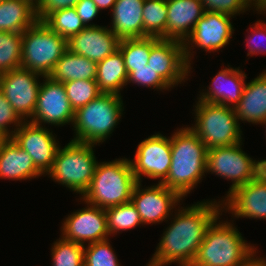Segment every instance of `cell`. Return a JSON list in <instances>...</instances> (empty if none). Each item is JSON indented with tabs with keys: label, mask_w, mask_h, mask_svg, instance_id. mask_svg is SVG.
<instances>
[{
	"label": "cell",
	"mask_w": 266,
	"mask_h": 266,
	"mask_svg": "<svg viewBox=\"0 0 266 266\" xmlns=\"http://www.w3.org/2000/svg\"><path fill=\"white\" fill-rule=\"evenodd\" d=\"M213 200L179 206L146 266H191L208 227L223 212L222 201Z\"/></svg>",
	"instance_id": "cell-1"
},
{
	"label": "cell",
	"mask_w": 266,
	"mask_h": 266,
	"mask_svg": "<svg viewBox=\"0 0 266 266\" xmlns=\"http://www.w3.org/2000/svg\"><path fill=\"white\" fill-rule=\"evenodd\" d=\"M170 143L172 162L161 183L185 198L205 176L208 149L188 125L177 128Z\"/></svg>",
	"instance_id": "cell-2"
},
{
	"label": "cell",
	"mask_w": 266,
	"mask_h": 266,
	"mask_svg": "<svg viewBox=\"0 0 266 266\" xmlns=\"http://www.w3.org/2000/svg\"><path fill=\"white\" fill-rule=\"evenodd\" d=\"M220 216L208 227L192 264L242 266L257 251L245 241L233 222L220 221Z\"/></svg>",
	"instance_id": "cell-3"
},
{
	"label": "cell",
	"mask_w": 266,
	"mask_h": 266,
	"mask_svg": "<svg viewBox=\"0 0 266 266\" xmlns=\"http://www.w3.org/2000/svg\"><path fill=\"white\" fill-rule=\"evenodd\" d=\"M136 183L130 159L98 162L91 184L80 200L102 209L128 203Z\"/></svg>",
	"instance_id": "cell-4"
},
{
	"label": "cell",
	"mask_w": 266,
	"mask_h": 266,
	"mask_svg": "<svg viewBox=\"0 0 266 266\" xmlns=\"http://www.w3.org/2000/svg\"><path fill=\"white\" fill-rule=\"evenodd\" d=\"M122 96L101 93L75 111L72 140L100 145L111 136L124 111Z\"/></svg>",
	"instance_id": "cell-5"
},
{
	"label": "cell",
	"mask_w": 266,
	"mask_h": 266,
	"mask_svg": "<svg viewBox=\"0 0 266 266\" xmlns=\"http://www.w3.org/2000/svg\"><path fill=\"white\" fill-rule=\"evenodd\" d=\"M96 144L70 140L63 148L59 147L48 177L66 186L75 193L88 190L98 161L93 151Z\"/></svg>",
	"instance_id": "cell-6"
},
{
	"label": "cell",
	"mask_w": 266,
	"mask_h": 266,
	"mask_svg": "<svg viewBox=\"0 0 266 266\" xmlns=\"http://www.w3.org/2000/svg\"><path fill=\"white\" fill-rule=\"evenodd\" d=\"M193 111L195 123L189 128L207 149L243 142L234 108L198 100Z\"/></svg>",
	"instance_id": "cell-7"
},
{
	"label": "cell",
	"mask_w": 266,
	"mask_h": 266,
	"mask_svg": "<svg viewBox=\"0 0 266 266\" xmlns=\"http://www.w3.org/2000/svg\"><path fill=\"white\" fill-rule=\"evenodd\" d=\"M67 49L66 39L37 21L22 33L21 68L49 76Z\"/></svg>",
	"instance_id": "cell-8"
},
{
	"label": "cell",
	"mask_w": 266,
	"mask_h": 266,
	"mask_svg": "<svg viewBox=\"0 0 266 266\" xmlns=\"http://www.w3.org/2000/svg\"><path fill=\"white\" fill-rule=\"evenodd\" d=\"M242 142L208 149L206 174L211 172L232 184L225 198L239 186L247 184L260 174L261 161L253 160L242 149Z\"/></svg>",
	"instance_id": "cell-9"
},
{
	"label": "cell",
	"mask_w": 266,
	"mask_h": 266,
	"mask_svg": "<svg viewBox=\"0 0 266 266\" xmlns=\"http://www.w3.org/2000/svg\"><path fill=\"white\" fill-rule=\"evenodd\" d=\"M231 20L232 17L228 15L204 12L191 34L183 42L185 58L190 66L195 46L210 53L218 52L229 44L235 31Z\"/></svg>",
	"instance_id": "cell-10"
},
{
	"label": "cell",
	"mask_w": 266,
	"mask_h": 266,
	"mask_svg": "<svg viewBox=\"0 0 266 266\" xmlns=\"http://www.w3.org/2000/svg\"><path fill=\"white\" fill-rule=\"evenodd\" d=\"M39 77L44 76L23 68L0 74V90L23 121L33 117L41 86Z\"/></svg>",
	"instance_id": "cell-11"
},
{
	"label": "cell",
	"mask_w": 266,
	"mask_h": 266,
	"mask_svg": "<svg viewBox=\"0 0 266 266\" xmlns=\"http://www.w3.org/2000/svg\"><path fill=\"white\" fill-rule=\"evenodd\" d=\"M133 160L130 162L137 182H142L145 176L153 180L158 178V183H161L172 162L170 137L155 133L144 139L138 144Z\"/></svg>",
	"instance_id": "cell-12"
},
{
	"label": "cell",
	"mask_w": 266,
	"mask_h": 266,
	"mask_svg": "<svg viewBox=\"0 0 266 266\" xmlns=\"http://www.w3.org/2000/svg\"><path fill=\"white\" fill-rule=\"evenodd\" d=\"M141 187V182L135 184L130 201L140 214L143 225L160 224L163 221L168 222L167 219L171 220L174 208L177 209L176 207L181 205L183 198L162 183L143 189Z\"/></svg>",
	"instance_id": "cell-13"
},
{
	"label": "cell",
	"mask_w": 266,
	"mask_h": 266,
	"mask_svg": "<svg viewBox=\"0 0 266 266\" xmlns=\"http://www.w3.org/2000/svg\"><path fill=\"white\" fill-rule=\"evenodd\" d=\"M36 108L30 122L44 126H64L74 122L75 111L71 107L64 84L49 76L42 77Z\"/></svg>",
	"instance_id": "cell-14"
},
{
	"label": "cell",
	"mask_w": 266,
	"mask_h": 266,
	"mask_svg": "<svg viewBox=\"0 0 266 266\" xmlns=\"http://www.w3.org/2000/svg\"><path fill=\"white\" fill-rule=\"evenodd\" d=\"M50 131L45 126L24 121L11 136L16 144L32 158L35 167L43 176L51 170L56 152L60 147L57 136Z\"/></svg>",
	"instance_id": "cell-15"
},
{
	"label": "cell",
	"mask_w": 266,
	"mask_h": 266,
	"mask_svg": "<svg viewBox=\"0 0 266 266\" xmlns=\"http://www.w3.org/2000/svg\"><path fill=\"white\" fill-rule=\"evenodd\" d=\"M148 65L171 88L185 82L192 72L185 58L183 42L174 39L160 38L151 47Z\"/></svg>",
	"instance_id": "cell-16"
},
{
	"label": "cell",
	"mask_w": 266,
	"mask_h": 266,
	"mask_svg": "<svg viewBox=\"0 0 266 266\" xmlns=\"http://www.w3.org/2000/svg\"><path fill=\"white\" fill-rule=\"evenodd\" d=\"M78 209L63 219L61 237L81 245L108 239L107 215L105 209L89 205Z\"/></svg>",
	"instance_id": "cell-17"
},
{
	"label": "cell",
	"mask_w": 266,
	"mask_h": 266,
	"mask_svg": "<svg viewBox=\"0 0 266 266\" xmlns=\"http://www.w3.org/2000/svg\"><path fill=\"white\" fill-rule=\"evenodd\" d=\"M221 201L223 211L235 218L266 220V178L260 173Z\"/></svg>",
	"instance_id": "cell-18"
},
{
	"label": "cell",
	"mask_w": 266,
	"mask_h": 266,
	"mask_svg": "<svg viewBox=\"0 0 266 266\" xmlns=\"http://www.w3.org/2000/svg\"><path fill=\"white\" fill-rule=\"evenodd\" d=\"M120 38L107 26L85 27L67 40L72 53L82 55L94 62H100L119 47Z\"/></svg>",
	"instance_id": "cell-19"
},
{
	"label": "cell",
	"mask_w": 266,
	"mask_h": 266,
	"mask_svg": "<svg viewBox=\"0 0 266 266\" xmlns=\"http://www.w3.org/2000/svg\"><path fill=\"white\" fill-rule=\"evenodd\" d=\"M221 69L212 79L208 89L200 91L198 100L234 108L240 101L247 78L244 71L234 67ZM207 90V91H206ZM232 105V106H231Z\"/></svg>",
	"instance_id": "cell-20"
},
{
	"label": "cell",
	"mask_w": 266,
	"mask_h": 266,
	"mask_svg": "<svg viewBox=\"0 0 266 266\" xmlns=\"http://www.w3.org/2000/svg\"><path fill=\"white\" fill-rule=\"evenodd\" d=\"M166 39L184 42L204 14L200 0H166Z\"/></svg>",
	"instance_id": "cell-21"
},
{
	"label": "cell",
	"mask_w": 266,
	"mask_h": 266,
	"mask_svg": "<svg viewBox=\"0 0 266 266\" xmlns=\"http://www.w3.org/2000/svg\"><path fill=\"white\" fill-rule=\"evenodd\" d=\"M43 174L35 167L28 153L8 137L0 147V179L22 181Z\"/></svg>",
	"instance_id": "cell-22"
},
{
	"label": "cell",
	"mask_w": 266,
	"mask_h": 266,
	"mask_svg": "<svg viewBox=\"0 0 266 266\" xmlns=\"http://www.w3.org/2000/svg\"><path fill=\"white\" fill-rule=\"evenodd\" d=\"M234 110L239 121L257 125L266 119V70L246 83Z\"/></svg>",
	"instance_id": "cell-23"
},
{
	"label": "cell",
	"mask_w": 266,
	"mask_h": 266,
	"mask_svg": "<svg viewBox=\"0 0 266 266\" xmlns=\"http://www.w3.org/2000/svg\"><path fill=\"white\" fill-rule=\"evenodd\" d=\"M144 0H116L109 27L120 39L143 38Z\"/></svg>",
	"instance_id": "cell-24"
},
{
	"label": "cell",
	"mask_w": 266,
	"mask_h": 266,
	"mask_svg": "<svg viewBox=\"0 0 266 266\" xmlns=\"http://www.w3.org/2000/svg\"><path fill=\"white\" fill-rule=\"evenodd\" d=\"M37 21L36 7L28 0L0 1V31L23 33Z\"/></svg>",
	"instance_id": "cell-25"
},
{
	"label": "cell",
	"mask_w": 266,
	"mask_h": 266,
	"mask_svg": "<svg viewBox=\"0 0 266 266\" xmlns=\"http://www.w3.org/2000/svg\"><path fill=\"white\" fill-rule=\"evenodd\" d=\"M128 73L124 58L119 49L97 63L96 82L102 93L121 96L124 86H127Z\"/></svg>",
	"instance_id": "cell-26"
},
{
	"label": "cell",
	"mask_w": 266,
	"mask_h": 266,
	"mask_svg": "<svg viewBox=\"0 0 266 266\" xmlns=\"http://www.w3.org/2000/svg\"><path fill=\"white\" fill-rule=\"evenodd\" d=\"M97 62L66 50L49 75L54 81L96 80Z\"/></svg>",
	"instance_id": "cell-27"
},
{
	"label": "cell",
	"mask_w": 266,
	"mask_h": 266,
	"mask_svg": "<svg viewBox=\"0 0 266 266\" xmlns=\"http://www.w3.org/2000/svg\"><path fill=\"white\" fill-rule=\"evenodd\" d=\"M157 37L120 39L118 49L121 51L128 75L136 68L148 64L151 47L159 40Z\"/></svg>",
	"instance_id": "cell-28"
},
{
	"label": "cell",
	"mask_w": 266,
	"mask_h": 266,
	"mask_svg": "<svg viewBox=\"0 0 266 266\" xmlns=\"http://www.w3.org/2000/svg\"><path fill=\"white\" fill-rule=\"evenodd\" d=\"M167 14L166 0H144L143 37L166 39Z\"/></svg>",
	"instance_id": "cell-29"
},
{
	"label": "cell",
	"mask_w": 266,
	"mask_h": 266,
	"mask_svg": "<svg viewBox=\"0 0 266 266\" xmlns=\"http://www.w3.org/2000/svg\"><path fill=\"white\" fill-rule=\"evenodd\" d=\"M107 215V230L109 235H116L120 231L134 229L143 225L140 214L130 201L128 203L105 209Z\"/></svg>",
	"instance_id": "cell-30"
},
{
	"label": "cell",
	"mask_w": 266,
	"mask_h": 266,
	"mask_svg": "<svg viewBox=\"0 0 266 266\" xmlns=\"http://www.w3.org/2000/svg\"><path fill=\"white\" fill-rule=\"evenodd\" d=\"M43 22L52 31L66 40H69L85 28L74 7L57 10L50 14Z\"/></svg>",
	"instance_id": "cell-31"
},
{
	"label": "cell",
	"mask_w": 266,
	"mask_h": 266,
	"mask_svg": "<svg viewBox=\"0 0 266 266\" xmlns=\"http://www.w3.org/2000/svg\"><path fill=\"white\" fill-rule=\"evenodd\" d=\"M22 33L0 31V74L21 68Z\"/></svg>",
	"instance_id": "cell-32"
},
{
	"label": "cell",
	"mask_w": 266,
	"mask_h": 266,
	"mask_svg": "<svg viewBox=\"0 0 266 266\" xmlns=\"http://www.w3.org/2000/svg\"><path fill=\"white\" fill-rule=\"evenodd\" d=\"M52 266H84V245L60 238L51 249Z\"/></svg>",
	"instance_id": "cell-33"
},
{
	"label": "cell",
	"mask_w": 266,
	"mask_h": 266,
	"mask_svg": "<svg viewBox=\"0 0 266 266\" xmlns=\"http://www.w3.org/2000/svg\"><path fill=\"white\" fill-rule=\"evenodd\" d=\"M63 84L74 111L85 106L102 93L96 80H73Z\"/></svg>",
	"instance_id": "cell-34"
},
{
	"label": "cell",
	"mask_w": 266,
	"mask_h": 266,
	"mask_svg": "<svg viewBox=\"0 0 266 266\" xmlns=\"http://www.w3.org/2000/svg\"><path fill=\"white\" fill-rule=\"evenodd\" d=\"M110 239L84 246V266H120Z\"/></svg>",
	"instance_id": "cell-35"
},
{
	"label": "cell",
	"mask_w": 266,
	"mask_h": 266,
	"mask_svg": "<svg viewBox=\"0 0 266 266\" xmlns=\"http://www.w3.org/2000/svg\"><path fill=\"white\" fill-rule=\"evenodd\" d=\"M204 12H214L230 17L240 15L251 8L250 0H200Z\"/></svg>",
	"instance_id": "cell-36"
},
{
	"label": "cell",
	"mask_w": 266,
	"mask_h": 266,
	"mask_svg": "<svg viewBox=\"0 0 266 266\" xmlns=\"http://www.w3.org/2000/svg\"><path fill=\"white\" fill-rule=\"evenodd\" d=\"M133 83L136 85L153 88L155 90H168L171 87L147 64L141 68H136L128 75L126 85Z\"/></svg>",
	"instance_id": "cell-37"
},
{
	"label": "cell",
	"mask_w": 266,
	"mask_h": 266,
	"mask_svg": "<svg viewBox=\"0 0 266 266\" xmlns=\"http://www.w3.org/2000/svg\"><path fill=\"white\" fill-rule=\"evenodd\" d=\"M23 122L0 90V131L11 137ZM11 125L15 129L10 130Z\"/></svg>",
	"instance_id": "cell-38"
},
{
	"label": "cell",
	"mask_w": 266,
	"mask_h": 266,
	"mask_svg": "<svg viewBox=\"0 0 266 266\" xmlns=\"http://www.w3.org/2000/svg\"><path fill=\"white\" fill-rule=\"evenodd\" d=\"M249 31L251 34H249ZM249 31L247 36L248 38L246 37V47L248 49L247 56L265 54L266 46L262 42L266 40V23L257 20L255 24L250 27Z\"/></svg>",
	"instance_id": "cell-39"
},
{
	"label": "cell",
	"mask_w": 266,
	"mask_h": 266,
	"mask_svg": "<svg viewBox=\"0 0 266 266\" xmlns=\"http://www.w3.org/2000/svg\"><path fill=\"white\" fill-rule=\"evenodd\" d=\"M79 0H40L36 6L38 21H44L50 14L57 10L75 7Z\"/></svg>",
	"instance_id": "cell-40"
},
{
	"label": "cell",
	"mask_w": 266,
	"mask_h": 266,
	"mask_svg": "<svg viewBox=\"0 0 266 266\" xmlns=\"http://www.w3.org/2000/svg\"><path fill=\"white\" fill-rule=\"evenodd\" d=\"M74 8L85 27L99 26L97 24H91L90 22L93 21L96 16H98V13H100L99 8L92 0H79Z\"/></svg>",
	"instance_id": "cell-41"
},
{
	"label": "cell",
	"mask_w": 266,
	"mask_h": 266,
	"mask_svg": "<svg viewBox=\"0 0 266 266\" xmlns=\"http://www.w3.org/2000/svg\"><path fill=\"white\" fill-rule=\"evenodd\" d=\"M256 253L258 252L256 251L242 266H266V259L259 258Z\"/></svg>",
	"instance_id": "cell-42"
},
{
	"label": "cell",
	"mask_w": 266,
	"mask_h": 266,
	"mask_svg": "<svg viewBox=\"0 0 266 266\" xmlns=\"http://www.w3.org/2000/svg\"><path fill=\"white\" fill-rule=\"evenodd\" d=\"M251 6L258 11L257 13L262 14L266 13V0H250Z\"/></svg>",
	"instance_id": "cell-43"
},
{
	"label": "cell",
	"mask_w": 266,
	"mask_h": 266,
	"mask_svg": "<svg viewBox=\"0 0 266 266\" xmlns=\"http://www.w3.org/2000/svg\"><path fill=\"white\" fill-rule=\"evenodd\" d=\"M96 6L99 8V10H106L109 9L112 10L114 4L116 3V0H92Z\"/></svg>",
	"instance_id": "cell-44"
},
{
	"label": "cell",
	"mask_w": 266,
	"mask_h": 266,
	"mask_svg": "<svg viewBox=\"0 0 266 266\" xmlns=\"http://www.w3.org/2000/svg\"><path fill=\"white\" fill-rule=\"evenodd\" d=\"M260 173L266 178V159H262Z\"/></svg>",
	"instance_id": "cell-45"
},
{
	"label": "cell",
	"mask_w": 266,
	"mask_h": 266,
	"mask_svg": "<svg viewBox=\"0 0 266 266\" xmlns=\"http://www.w3.org/2000/svg\"><path fill=\"white\" fill-rule=\"evenodd\" d=\"M7 138H8V137L0 131V147H1V144H2Z\"/></svg>",
	"instance_id": "cell-46"
},
{
	"label": "cell",
	"mask_w": 266,
	"mask_h": 266,
	"mask_svg": "<svg viewBox=\"0 0 266 266\" xmlns=\"http://www.w3.org/2000/svg\"><path fill=\"white\" fill-rule=\"evenodd\" d=\"M31 2L35 7L39 4L40 0H28Z\"/></svg>",
	"instance_id": "cell-47"
},
{
	"label": "cell",
	"mask_w": 266,
	"mask_h": 266,
	"mask_svg": "<svg viewBox=\"0 0 266 266\" xmlns=\"http://www.w3.org/2000/svg\"><path fill=\"white\" fill-rule=\"evenodd\" d=\"M191 266H213L209 264H191Z\"/></svg>",
	"instance_id": "cell-48"
},
{
	"label": "cell",
	"mask_w": 266,
	"mask_h": 266,
	"mask_svg": "<svg viewBox=\"0 0 266 266\" xmlns=\"http://www.w3.org/2000/svg\"><path fill=\"white\" fill-rule=\"evenodd\" d=\"M260 125H266V119ZM265 129H266V127H265ZM265 133H266V131H265Z\"/></svg>",
	"instance_id": "cell-49"
}]
</instances>
